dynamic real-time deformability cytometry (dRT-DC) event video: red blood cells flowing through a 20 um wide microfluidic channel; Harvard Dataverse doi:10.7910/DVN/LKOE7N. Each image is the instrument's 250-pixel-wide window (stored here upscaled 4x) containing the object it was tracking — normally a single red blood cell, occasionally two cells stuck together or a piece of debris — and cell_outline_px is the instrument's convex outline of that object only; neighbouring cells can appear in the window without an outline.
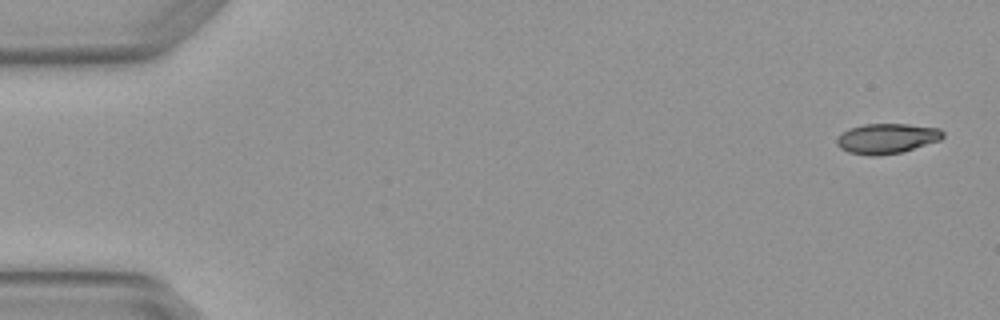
{"species": "Egyptian fruit bat (a non-hibernating species)", "species_latin": "Rousettus aegyptiacus", "temperature_condition": "warm", "stored_images_in_passage": 6, "camera_frame_rate_fps": 3000, "um_per_image_px": 0.085, "animal": {"sex": "female"}, "frame": {"image": 1, "passage_image": 1, "time_ms": 0.0, "image_size_px": [1000, 320], "cell_outline_px": [[944, 136], [940, 140], [900, 152], [876, 156], [872, 156], [848, 152], [840, 148], [836, 144], [836, 140], [848, 128], [864, 124], [908, 124], [940, 128], [944, 132]], "centroid_in_image_um": [75.38, 11.76], "position_along_channel_um": 9.6, "area_um2": 18.5}}
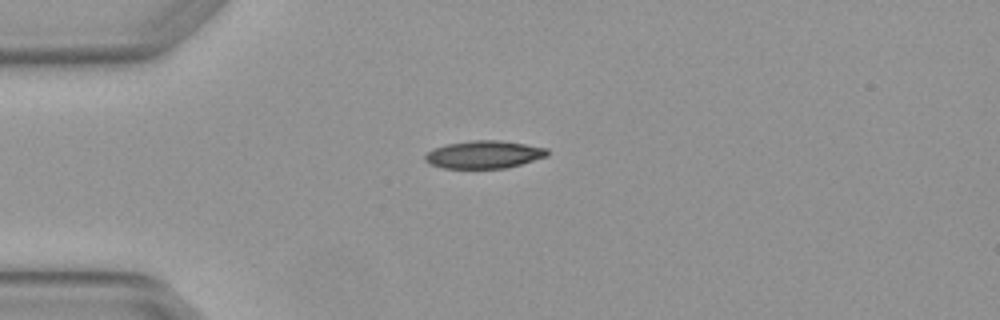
{"frame": {"image": 2, "passage_image": 4, "time_ms": 1.0, "image_size_px": [1000, 320], "cell_outline_px": [[548, 156], [520, 164], [504, 168], [444, 168], [428, 164], [424, 160], [424, 156], [428, 152], [436, 148], [448, 144], [472, 140], [500, 140], [548, 148]], "centroid_in_image_um": [41.14, 13.13], "position_along_channel_um": 43.9, "area_um2": 19.59}}
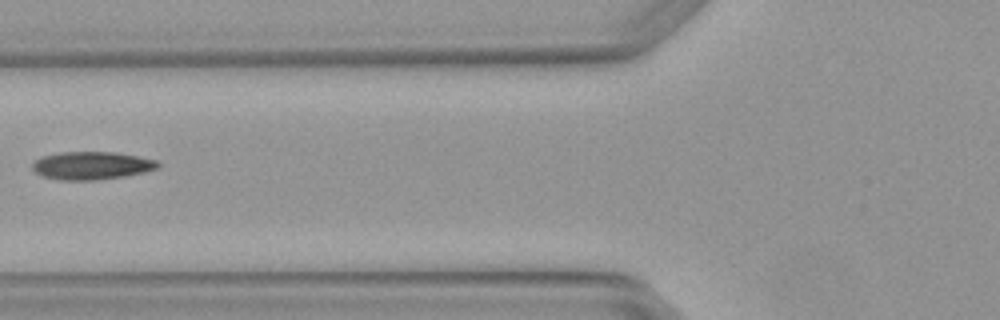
{"frame": {"image": 3, "passage_image": 6, "time_ms": 1.667, "image_size_px": [1000, 320], "cell_outline_px": [[160, 168], [144, 172], [124, 176], [96, 180], [60, 180], [40, 176], [32, 168], [32, 164], [40, 156], [60, 152], [116, 152], [156, 160], [160, 164]], "centroid_in_image_um": [7.77, 14.07], "position_along_channel_um": 118.0, "area_um2": 20.52}}